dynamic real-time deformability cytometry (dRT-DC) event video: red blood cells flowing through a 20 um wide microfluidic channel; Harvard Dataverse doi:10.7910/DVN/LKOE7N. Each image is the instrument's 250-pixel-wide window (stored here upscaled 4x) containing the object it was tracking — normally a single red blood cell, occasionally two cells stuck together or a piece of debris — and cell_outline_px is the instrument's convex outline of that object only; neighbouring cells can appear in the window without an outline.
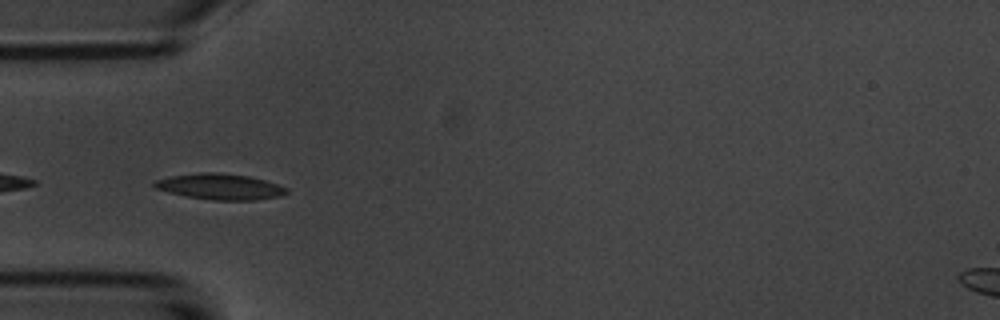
{"species": "common noctule bat (a hibernating species)", "species_latin": "Nyctalus noctula", "temperature_condition": "room temperature", "stored_images_in_passage": 7, "camera_frame_rate_fps": 3000, "um_per_image_px": 0.085, "animal": {"sex": "male", "body_mass_g": 20.1, "forearm_length_mm": 53.5}, "frame": {"image": 1, "passage_image": 3, "time_ms": 3.333, "image_size_px": [1000, 320], "cell_outline_px": [[288, 192], [280, 196], [256, 200], [212, 200], [184, 196], [168, 192], [156, 188], [152, 184], [156, 180], [168, 176], [200, 172], [216, 172], [248, 176], [264, 180], [288, 188]], "centroid_in_image_um": [18.68, 15.86], "position_along_channel_um": 66.3, "area_um2": 19.94}}
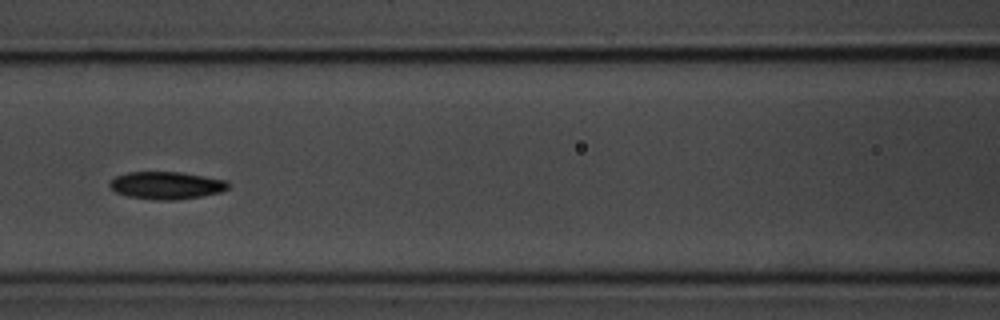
{"frame": {"image": 2, "passage_image": 5, "time_ms": 5.667, "image_size_px": [1000, 320], "cell_outline_px": [[232, 184], [228, 188], [220, 192], [200, 196], [176, 200], [160, 200], [128, 196], [116, 192], [108, 184], [116, 176], [128, 172], [180, 172], [228, 180]], "centroid_in_image_um": [14.19, 15.75], "position_along_channel_um": 152.4, "area_um2": 18.9}}
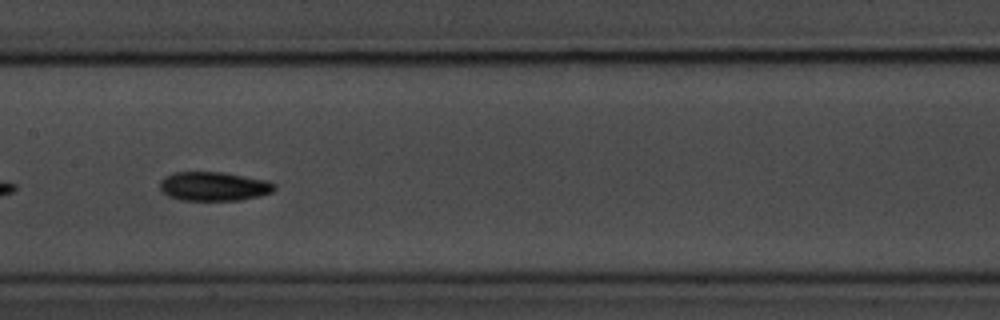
{"frame": {"image": 3, "passage_image": 6, "time_ms": 6.667, "image_size_px": [1000, 320], "cell_outline_px": [[276, 188], [272, 192], [260, 196], [240, 200], [180, 200], [168, 196], [160, 192], [160, 180], [164, 176], [176, 172], [224, 172], [268, 180], [276, 184]], "centroid_in_image_um": [18.17, 15.84], "position_along_channel_um": 189.2, "area_um2": 19.65}}